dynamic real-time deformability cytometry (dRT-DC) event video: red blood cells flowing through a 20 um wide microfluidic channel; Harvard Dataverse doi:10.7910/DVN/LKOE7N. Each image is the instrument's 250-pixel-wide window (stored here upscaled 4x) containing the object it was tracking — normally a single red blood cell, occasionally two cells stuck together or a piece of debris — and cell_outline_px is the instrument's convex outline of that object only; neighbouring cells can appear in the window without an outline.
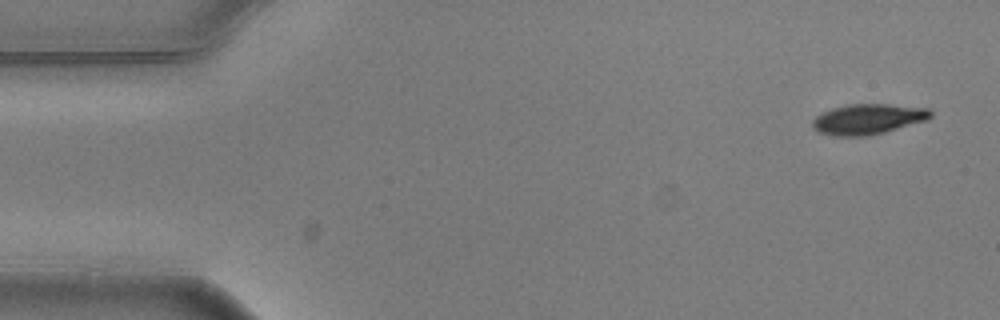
{"species": "common noctule bat (a hibernating species)", "species_latin": "Nyctalus noctula", "temperature_condition": "warm", "stored_images_in_passage": 7, "camera_frame_rate_fps": 3000, "um_per_image_px": 0.085, "animal": {"sex": "male", "body_mass_g": 20.5, "forearm_length_mm": 52.5}, "frame": {"image": 1, "passage_image": 1, "time_ms": 0.0, "image_size_px": [1000, 320], "cell_outline_px": [[932, 116], [928, 120], [884, 132], [868, 136], [832, 136], [816, 132], [812, 128], [812, 120], [820, 112], [832, 108], [848, 104], [888, 104], [928, 108], [932, 112]], "centroid_in_image_um": [73.74, 10.13], "position_along_channel_um": 11.3, "area_um2": 21.21}}
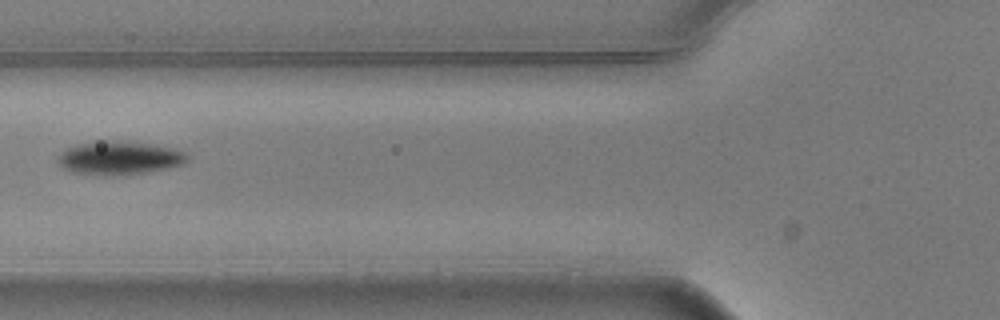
{"frame": {"image": 2, "passage_image": 6, "time_ms": 1.667, "image_size_px": [1000, 320], "cell_outline_px": [[188, 160], [184, 164], [144, 172], [100, 176], [72, 172], [64, 168], [60, 164], [60, 152], [76, 144], [96, 140], [128, 140], [172, 148], [184, 152], [188, 156]], "centroid_in_image_um": [10.12, 13.4], "position_along_channel_um": 115.7, "area_um2": 25.14}}
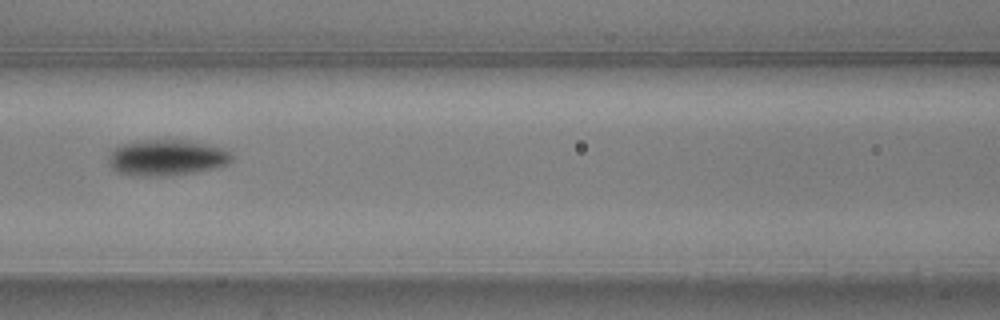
{"frame": {"image": 3, "passage_image": 7, "time_ms": 2.0, "image_size_px": [1000, 320], "cell_outline_px": [[232, 160], [228, 164], [196, 172], [172, 176], [132, 176], [120, 172], [112, 168], [108, 160], [108, 156], [116, 148], [124, 144], [140, 140], [188, 140], [208, 144], [224, 148], [232, 156]], "centroid_in_image_um": [14.19, 13.41], "position_along_channel_um": 152.4, "area_um2": 25.84}}